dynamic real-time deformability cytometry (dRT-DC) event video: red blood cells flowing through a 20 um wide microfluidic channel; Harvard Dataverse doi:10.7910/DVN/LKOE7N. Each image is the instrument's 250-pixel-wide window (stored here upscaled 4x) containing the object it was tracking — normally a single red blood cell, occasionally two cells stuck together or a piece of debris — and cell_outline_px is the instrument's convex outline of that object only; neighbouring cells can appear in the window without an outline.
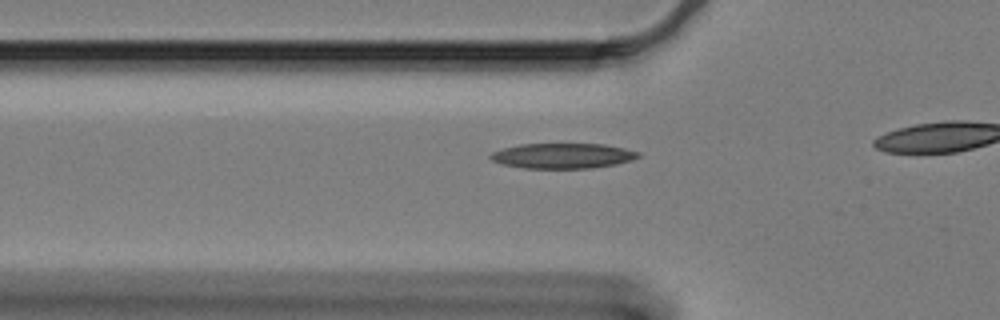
{"species": "Egyptian fruit bat (a non-hibernating species)", "species_latin": "Rousettus aegyptiacus", "temperature_condition": "cold", "stored_images_in_passage": 17, "camera_frame_rate_fps": 3000, "um_per_image_px": 0.085, "animal": {"sex": "female"}, "frame": {"image": 1, "passage_image": 12, "time_ms": 3.667, "image_size_px": [1000, 320], "cell_outline_px": [[640, 156], [632, 160], [616, 164], [592, 168], [524, 168], [504, 164], [492, 160], [488, 156], [492, 152], [504, 148], [520, 144], [604, 144], [624, 148], [640, 152]], "centroid_in_image_um": [47.85, 13.24], "position_along_channel_um": 77.9, "area_um2": 21.62}}
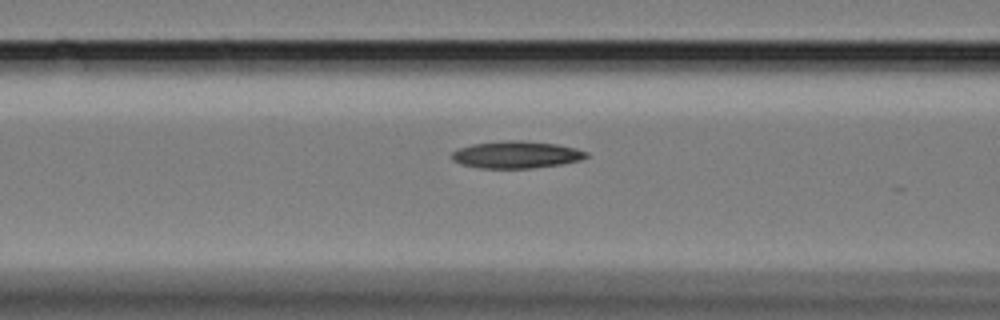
{"frame": {"image": 2, "passage_image": 16, "time_ms": 5.0, "image_size_px": [1000, 320], "cell_outline_px": [[588, 156], [580, 160], [560, 164], [528, 168], [480, 168], [460, 164], [452, 160], [452, 152], [456, 148], [472, 144], [504, 140], [520, 140], [556, 144], [576, 148], [588, 152]], "centroid_in_image_um": [43.84, 13.14], "position_along_channel_um": 122.8, "area_um2": 21.27}}